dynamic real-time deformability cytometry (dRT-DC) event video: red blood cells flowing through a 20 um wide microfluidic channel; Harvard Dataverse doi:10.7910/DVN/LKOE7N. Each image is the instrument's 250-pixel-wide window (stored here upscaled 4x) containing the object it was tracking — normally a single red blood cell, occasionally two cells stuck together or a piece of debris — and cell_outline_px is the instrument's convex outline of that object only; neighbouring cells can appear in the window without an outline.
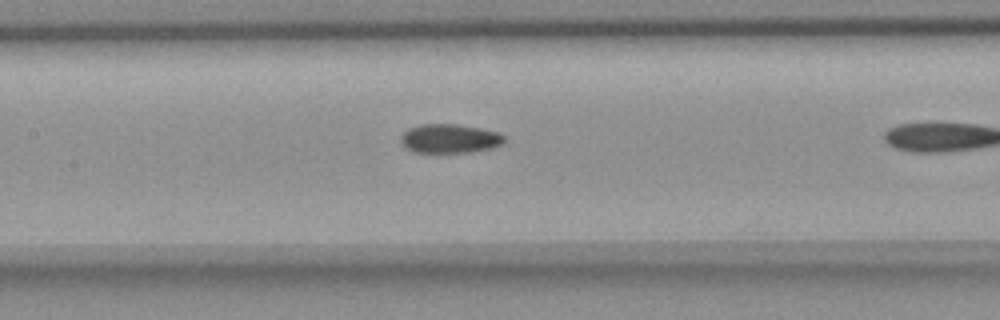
{"species": "common noctule bat (a hibernating species)", "species_latin": "Nyctalus noctula", "temperature_condition": "room temperature", "stored_images_in_passage": 11, "camera_frame_rate_fps": 3000, "um_per_image_px": 0.085, "animal": {"sex": "female", "body_mass_g": 18.4}, "frame": {"image": 1, "passage_image": 10, "time_ms": 3.0, "image_size_px": [1000, 320], "cell_outline_px": [[508, 140], [504, 144], [492, 148], [472, 152], [416, 152], [408, 148], [400, 140], [404, 132], [408, 128], [420, 124], [456, 124], [480, 128], [500, 132]], "centroid_in_image_um": [38.31, 11.77], "position_along_channel_um": 169.1, "area_um2": 17.57}}